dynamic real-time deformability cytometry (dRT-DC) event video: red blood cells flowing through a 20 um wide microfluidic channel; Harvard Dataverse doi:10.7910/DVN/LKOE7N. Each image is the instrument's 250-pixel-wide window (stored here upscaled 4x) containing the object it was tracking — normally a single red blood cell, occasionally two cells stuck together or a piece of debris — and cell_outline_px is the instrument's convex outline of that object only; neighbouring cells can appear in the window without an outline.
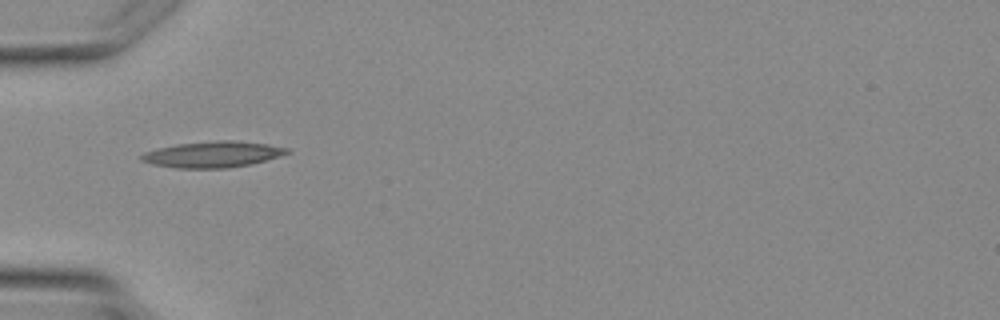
{"species": "Egyptian fruit bat (a non-hibernating species)", "species_latin": "Rousettus aegyptiacus", "temperature_condition": "warm", "stored_images_in_passage": 2, "camera_frame_rate_fps": 3000, "um_per_image_px": 0.085, "animal": {"sex": "female"}, "frame": {"image": 1, "passage_image": 2, "time_ms": 1.667, "image_size_px": [1000, 320], "cell_outline_px": [[292, 152], [280, 156], [252, 164], [228, 168], [176, 168], [152, 164], [140, 160], [140, 156], [144, 152], [176, 144], [220, 140], [232, 140], [268, 144], [288, 148]], "centroid_in_image_um": [18.11, 13.12], "position_along_channel_um": 66.9, "area_um2": 22.14}}